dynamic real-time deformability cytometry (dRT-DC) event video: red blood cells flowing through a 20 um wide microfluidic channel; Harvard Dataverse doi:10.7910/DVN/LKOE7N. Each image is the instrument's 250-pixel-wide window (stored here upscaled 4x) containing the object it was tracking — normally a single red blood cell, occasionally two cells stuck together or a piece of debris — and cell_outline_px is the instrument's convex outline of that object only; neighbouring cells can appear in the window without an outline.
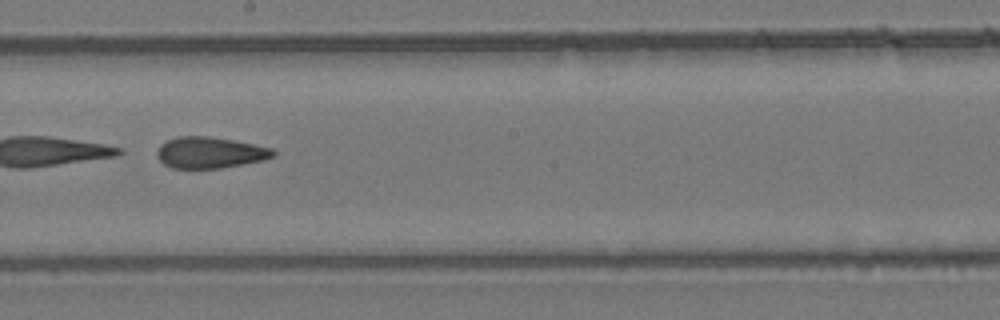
{"species": "common noctule bat (a hibernating species)", "species_latin": "Nyctalus noctula", "temperature_condition": "room temperature", "stored_images_in_passage": 53, "camera_frame_rate_fps": 3000, "um_per_image_px": 0.085, "animal": {"sex": "female", "body_mass_g": 24.6, "forearm_length_mm": 56.2}, "frame": {"image": 1, "passage_image": 31, "time_ms": 10.0, "image_size_px": [1000, 320], "cell_outline_px": [[276, 156], [264, 160], [244, 164], [220, 168], [172, 168], [164, 164], [156, 156], [156, 152], [160, 144], [168, 140], [180, 136], [208, 136], [232, 140], [272, 148], [276, 152]], "centroid_in_image_um": [17.85, 12.97], "position_along_channel_um": 230.4, "area_um2": 21.15}}